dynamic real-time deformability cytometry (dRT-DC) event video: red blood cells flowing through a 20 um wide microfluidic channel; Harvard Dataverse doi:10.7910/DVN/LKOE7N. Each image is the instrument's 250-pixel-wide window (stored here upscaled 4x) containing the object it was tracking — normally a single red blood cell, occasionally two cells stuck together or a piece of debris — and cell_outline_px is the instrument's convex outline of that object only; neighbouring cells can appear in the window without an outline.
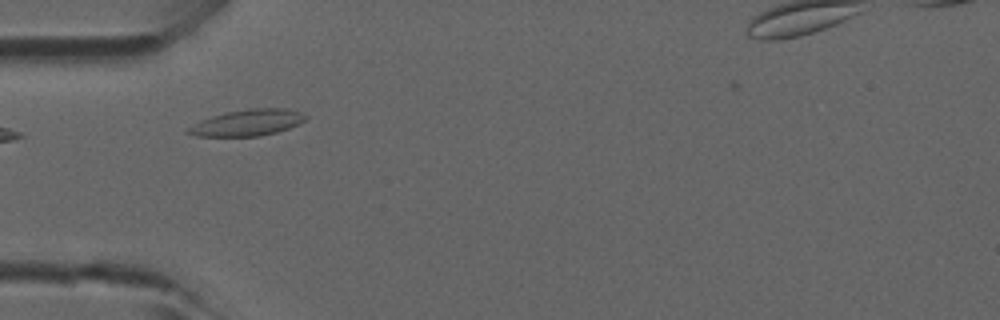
{"species": "common noctule bat (a hibernating species)", "species_latin": "Nyctalus noctula", "temperature_condition": "room temperature", "stored_images_in_passage": 2, "camera_frame_rate_fps": 3000, "um_per_image_px": 0.085, "animal": {"sex": "male", "forearm_length_mm": 52.5}, "frame": {"image": 1, "passage_image": 1, "time_ms": 0.0, "image_size_px": [1000, 320], "cell_outline_px": [[308, 116], [300, 124], [276, 132], [260, 136], [196, 136], [184, 132], [184, 128], [200, 120], [224, 112], [248, 108], [288, 108], [300, 112]], "centroid_in_image_um": [20.99, 10.42], "position_along_channel_um": 64.0, "area_um2": 18.26}}
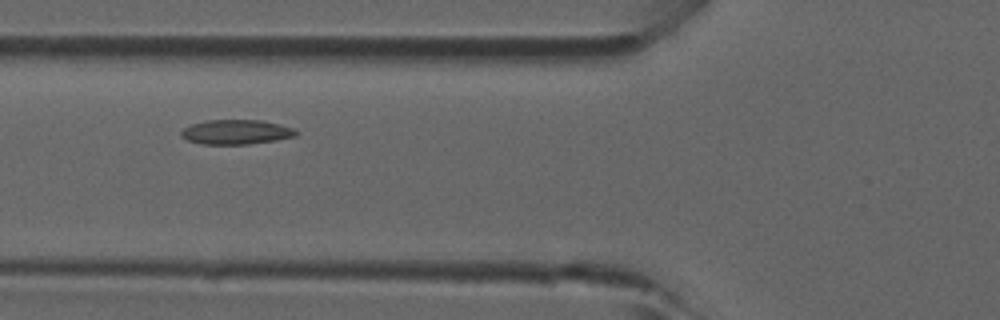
{"frame": {"image": 2, "passage_image": 2, "time_ms": 0.333, "image_size_px": [1000, 320], "cell_outline_px": [[300, 132], [296, 136], [276, 140], [248, 144], [204, 144], [188, 140], [180, 136], [180, 132], [184, 128], [192, 124], [208, 120], [260, 120], [292, 128]], "centroid_in_image_um": [20.07, 11.22], "position_along_channel_um": 105.7, "area_um2": 16.3}}